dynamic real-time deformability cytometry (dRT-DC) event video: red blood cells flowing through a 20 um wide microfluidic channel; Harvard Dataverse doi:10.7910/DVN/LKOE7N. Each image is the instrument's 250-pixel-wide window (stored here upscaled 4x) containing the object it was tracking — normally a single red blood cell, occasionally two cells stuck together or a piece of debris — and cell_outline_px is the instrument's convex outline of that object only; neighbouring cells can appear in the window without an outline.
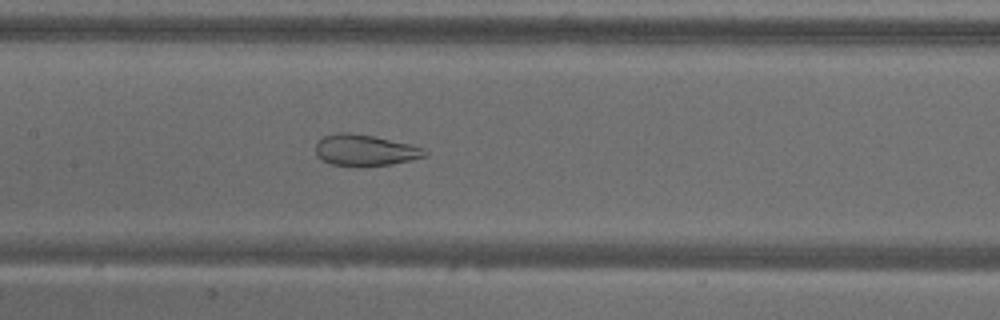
{"species": "common noctule bat (a hibernating species)", "species_latin": "Nyctalus noctula", "temperature_condition": "warm", "stored_images_in_passage": 53, "camera_frame_rate_fps": 3000, "um_per_image_px": 0.085, "animal": {"sex": "male", "body_mass_g": 18.8}, "frame": {"image": 1, "passage_image": 25, "time_ms": 8.0, "image_size_px": [1000, 320], "cell_outline_px": [[428, 156], [392, 164], [332, 164], [316, 156], [316, 144], [324, 136], [336, 132], [352, 132], [412, 144], [424, 148], [428, 152]], "centroid_in_image_um": [31.07, 12.73], "position_along_channel_um": 176.3, "area_um2": 19.42}}
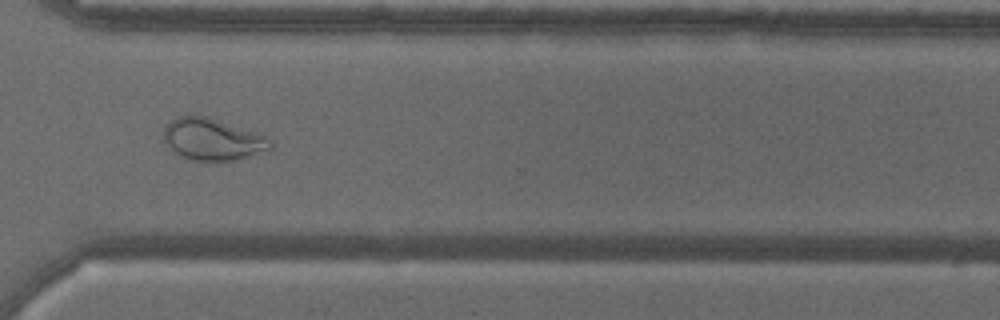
{"frame": {"image": 2, "passage_image": 39, "time_ms": 12.667, "image_size_px": [1000, 320], "cell_outline_px": [[272, 148], [236, 160], [192, 160], [168, 148], [164, 140], [164, 128], [176, 116], [208, 116], [268, 136], [272, 140]], "centroid_in_image_um": [18.09, 11.83], "position_along_channel_um": 352.5, "area_um2": 25.78}}
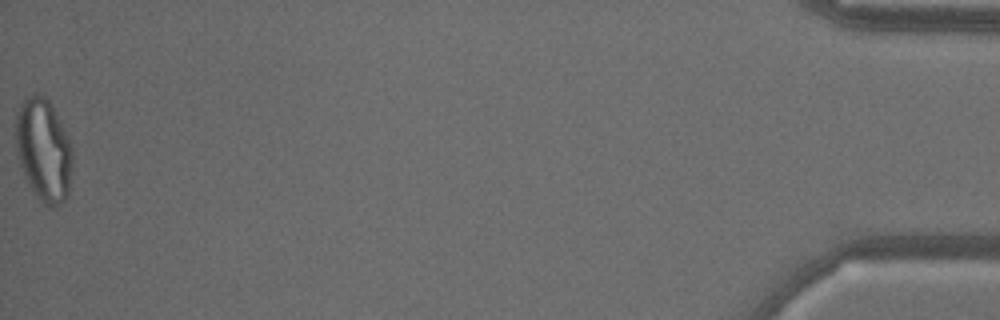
{"frame": {"image": 3, "passage_image": 53, "time_ms": 17.333, "image_size_px": [1000, 320], "cell_outline_px": [[72, 168], [68, 196], [60, 204], [52, 208], [48, 208], [36, 196], [28, 184], [24, 176], [20, 164], [16, 148], [16, 112], [20, 104], [32, 92], [44, 96], [48, 100], [60, 120], [72, 144]], "centroid_in_image_um": [3.71, 12.77], "position_along_channel_um": 431.5, "area_um2": 34.28}, "authors_computed_cell_mechanics": {"area_um2": 28.7844, "velocity_mm_per_s": 3.7858, "shape_relaxation_time_tau1_ms": null, "shape_relaxation_time_tau2_ms": 1.0397, "deformation_change_tau1": null, "deformation_change_tau2": 0.0894}}